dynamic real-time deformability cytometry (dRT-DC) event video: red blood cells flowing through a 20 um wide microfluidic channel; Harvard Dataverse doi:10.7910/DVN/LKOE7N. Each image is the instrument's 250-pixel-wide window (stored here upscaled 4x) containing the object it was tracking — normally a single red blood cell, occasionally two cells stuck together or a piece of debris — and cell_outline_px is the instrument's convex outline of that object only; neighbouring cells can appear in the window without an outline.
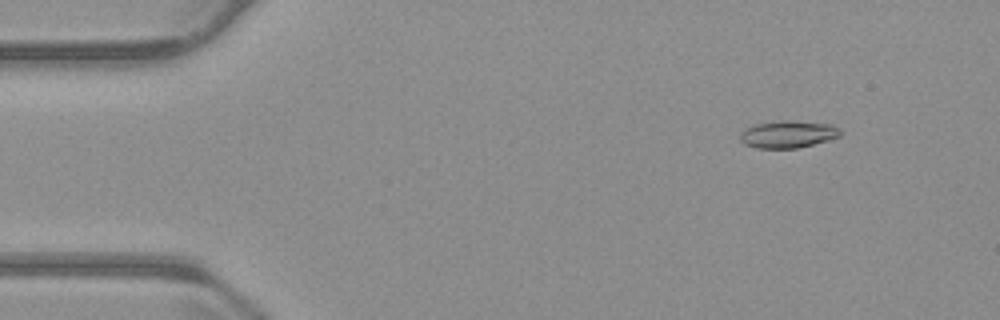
{"species": "common noctule bat (a hibernating species)", "species_latin": "Nyctalus noctula", "temperature_condition": "warm", "stored_images_in_passage": 55, "camera_frame_rate_fps": 3000, "um_per_image_px": 0.085, "animal": {"sex": "male", "body_mass_g": 23.1, "forearm_length_mm": 52.7}, "frame": {"image": 1, "passage_image": 6, "time_ms": 1.667, "image_size_px": [1000, 320], "cell_outline_px": [[844, 132], [840, 136], [828, 140], [796, 148], [756, 148], [744, 144], [740, 140], [740, 132], [744, 128], [756, 124], [772, 120], [788, 120], [832, 124]], "centroid_in_image_um": [66.96, 11.39], "position_along_channel_um": 18.0, "area_um2": 16.13}}
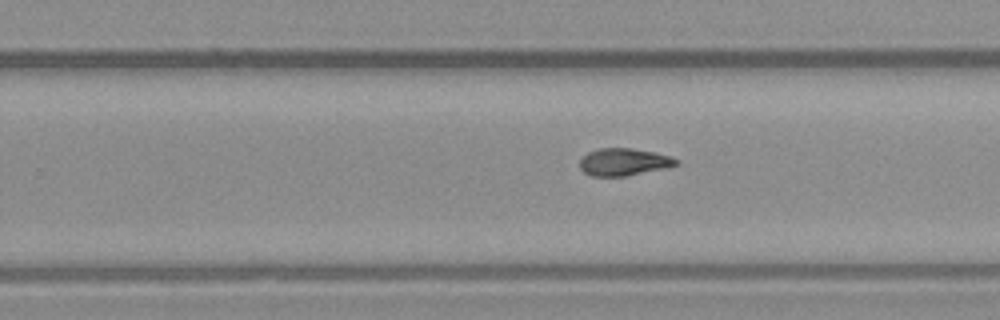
{"frame": {"image": 2, "passage_image": 34, "time_ms": 11.0, "image_size_px": [1000, 320], "cell_outline_px": [[680, 164], [668, 168], [624, 176], [592, 176], [584, 172], [580, 168], [580, 160], [588, 152], [600, 148], [632, 148], [656, 152], [672, 156], [680, 160]], "centroid_in_image_um": [53.09, 13.76], "position_along_channel_um": 276.7, "area_um2": 15.55}}
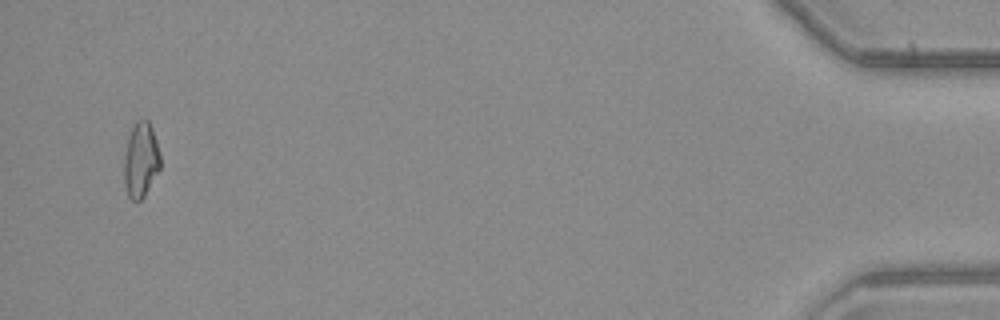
{"frame": {"image": 3, "passage_image": 53, "time_ms": 17.333, "image_size_px": [1000, 320], "cell_outline_px": [[160, 168], [144, 196], [140, 200], [132, 200], [128, 196], [124, 184], [124, 156], [128, 136], [136, 120], [144, 116], [148, 120], [152, 128], [160, 152]], "centroid_in_image_um": [11.96, 13.55], "position_along_channel_um": 423.2, "area_um2": 16.01}, "authors_computed_cell_mechanics": {"area_um2": 15.7794, "velocity_mm_per_s": 3.7655, "shape_relaxation_time_tau1_ms": null, "shape_relaxation_time_tau2_ms": 8.5491, "deformation_change_tau1": null, "deformation_change_tau2": 0.1511}}